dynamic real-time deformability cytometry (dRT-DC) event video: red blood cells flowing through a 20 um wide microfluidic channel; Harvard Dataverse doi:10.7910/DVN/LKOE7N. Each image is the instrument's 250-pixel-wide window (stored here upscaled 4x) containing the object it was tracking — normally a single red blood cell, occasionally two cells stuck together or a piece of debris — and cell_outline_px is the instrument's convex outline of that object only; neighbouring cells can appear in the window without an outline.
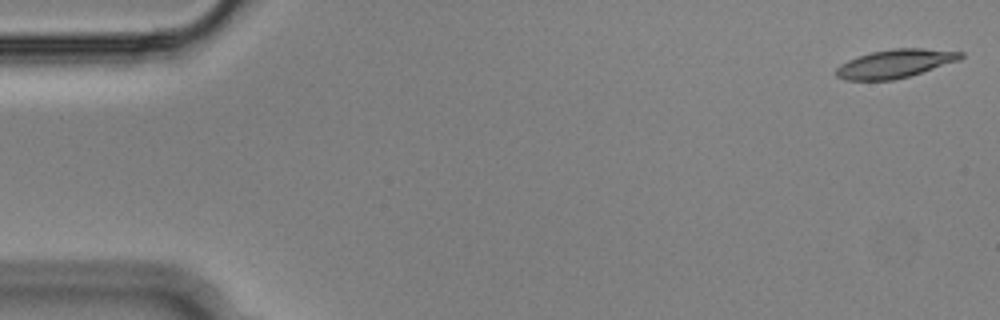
{"species": "Egyptian fruit bat (a non-hibernating species)", "species_latin": "Rousettus aegyptiacus", "temperature_condition": "cold", "stored_images_in_passage": 54, "camera_frame_rate_fps": 3000, "um_per_image_px": 0.085, "animal": {"sex": "male"}, "frame": {"image": 1, "passage_image": 1, "time_ms": 0.0, "image_size_px": [1000, 320], "cell_outline_px": [[964, 56], [960, 60], [908, 76], [892, 80], [844, 80], [836, 76], [836, 68], [840, 64], [848, 60], [872, 52], [892, 48], [924, 48], [964, 52]], "centroid_in_image_um": [76.09, 5.4], "position_along_channel_um": 8.9, "area_um2": 20.52}}
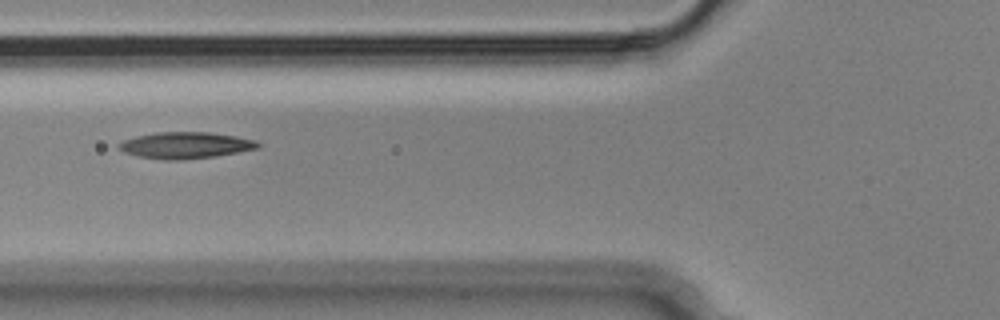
{"frame": {"image": 2, "passage_image": 20, "time_ms": 6.333, "image_size_px": [1000, 320], "cell_outline_px": [[264, 144], [260, 148], [240, 152], [216, 156], [180, 160], [164, 160], [140, 156], [124, 152], [116, 148], [116, 144], [124, 140], [136, 136], [156, 132], [208, 132], [236, 136], [256, 140]], "centroid_in_image_um": [15.8, 12.35], "position_along_channel_um": 110.0, "area_um2": 21.68}}
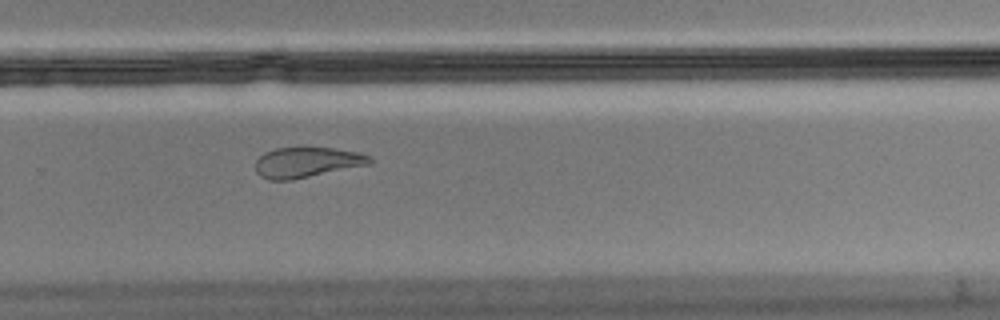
{"frame": {"image": 3, "passage_image": 36, "time_ms": 11.667, "image_size_px": [1000, 320], "cell_outline_px": [[372, 164], [292, 180], [268, 180], [260, 176], [256, 172], [256, 160], [264, 152], [276, 148], [304, 144], [360, 152], [368, 156], [372, 160]], "centroid_in_image_um": [26.07, 13.76], "position_along_channel_um": 303.7, "area_um2": 21.04}, "authors_computed_cell_mechanics": {"area_um2": 21.1837, "velocity_mm_per_s": 3.6377, "shape_relaxation_time_tau1_ms": 8.0421, "shape_relaxation_time_tau2_ms": 5.4721, "deformation_change_tau1": 0.246, "deformation_change_tau2": 0.0981}}